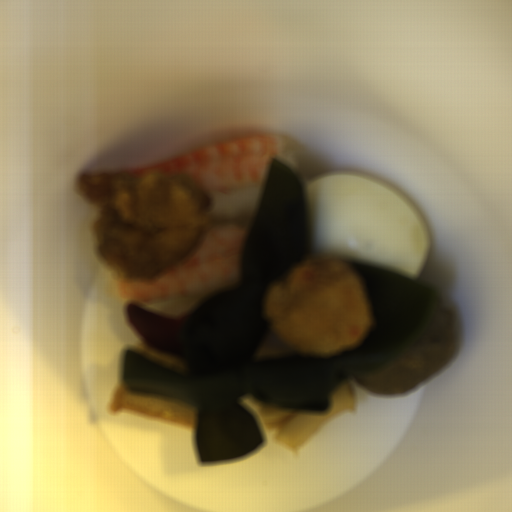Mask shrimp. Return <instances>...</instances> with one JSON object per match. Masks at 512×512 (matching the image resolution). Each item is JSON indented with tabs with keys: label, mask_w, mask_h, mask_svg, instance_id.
Listing matches in <instances>:
<instances>
[{
	"label": "shrimp",
	"mask_w": 512,
	"mask_h": 512,
	"mask_svg": "<svg viewBox=\"0 0 512 512\" xmlns=\"http://www.w3.org/2000/svg\"><path fill=\"white\" fill-rule=\"evenodd\" d=\"M249 231L229 225L210 226L195 253L181 267L152 281L115 278L116 298L136 306L172 299H203L230 287L239 276L238 264Z\"/></svg>",
	"instance_id": "a79e029a"
},
{
	"label": "shrimp",
	"mask_w": 512,
	"mask_h": 512,
	"mask_svg": "<svg viewBox=\"0 0 512 512\" xmlns=\"http://www.w3.org/2000/svg\"><path fill=\"white\" fill-rule=\"evenodd\" d=\"M282 142L269 136L242 137L215 144L147 167L121 168L133 175L159 172L189 176L209 196L240 186L263 184L272 157Z\"/></svg>",
	"instance_id": "fd3e3c34"
}]
</instances>
